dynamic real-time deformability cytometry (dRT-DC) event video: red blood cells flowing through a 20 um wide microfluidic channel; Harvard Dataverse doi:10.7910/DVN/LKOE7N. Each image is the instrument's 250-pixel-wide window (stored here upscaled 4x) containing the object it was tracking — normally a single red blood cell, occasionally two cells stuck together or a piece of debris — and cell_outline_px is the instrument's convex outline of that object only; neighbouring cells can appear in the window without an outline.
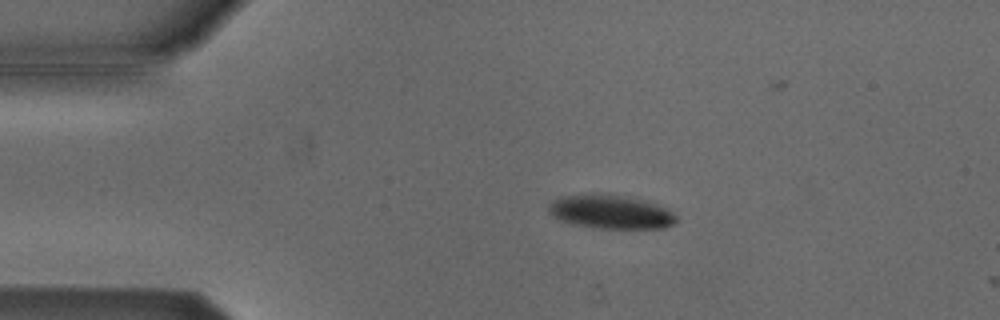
{"species": "Egyptian fruit bat (a non-hibernating species)", "species_latin": "Rousettus aegyptiacus", "temperature_condition": "cold", "stored_images_in_passage": 11, "camera_frame_rate_fps": 3000, "um_per_image_px": 0.085, "animal": {"sex": "male"}, "frame": {"image": 1, "passage_image": 10, "time_ms": 3.0, "image_size_px": [1000, 320], "cell_outline_px": [[676, 220], [672, 224], [664, 228], [600, 228], [576, 224], [560, 220], [552, 216], [548, 212], [548, 204], [552, 200], [564, 196], [592, 192], [620, 196], [644, 200], [668, 208], [676, 216]], "centroid_in_image_um": [51.88, 17.99], "position_along_channel_um": 33.1, "area_um2": 25.09}}